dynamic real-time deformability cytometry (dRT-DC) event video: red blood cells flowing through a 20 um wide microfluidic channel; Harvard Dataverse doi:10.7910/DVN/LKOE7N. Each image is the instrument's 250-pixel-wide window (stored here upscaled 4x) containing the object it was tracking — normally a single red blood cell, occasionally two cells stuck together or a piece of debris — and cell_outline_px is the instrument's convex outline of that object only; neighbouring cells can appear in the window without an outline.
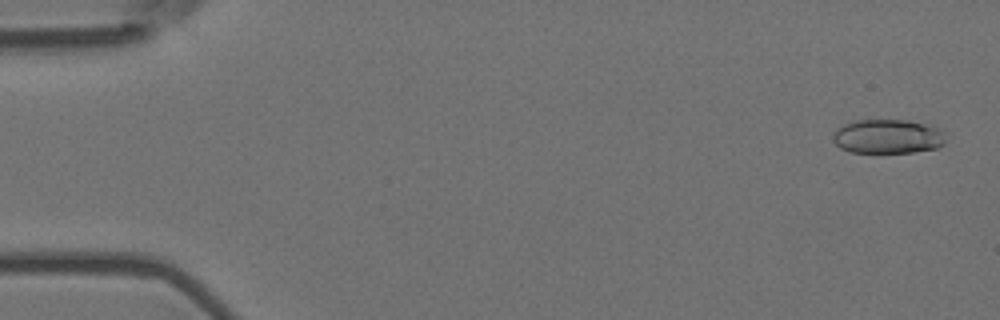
{"species": "Egyptian fruit bat (a non-hibernating species)", "species_latin": "Rousettus aegyptiacus", "temperature_condition": "room temperature", "stored_images_in_passage": 55, "camera_frame_rate_fps": 3000, "um_per_image_px": 0.085, "animal": {"sex": "female"}, "frame": {"image": 1, "passage_image": 2, "time_ms": 0.333, "image_size_px": [1000, 320], "cell_outline_px": [[944, 140], [936, 148], [912, 152], [852, 152], [840, 148], [832, 140], [832, 136], [836, 128], [844, 124], [856, 120], [908, 120], [940, 128]], "centroid_in_image_um": [75.39, 11.59], "position_along_channel_um": 9.6, "area_um2": 22.25}}
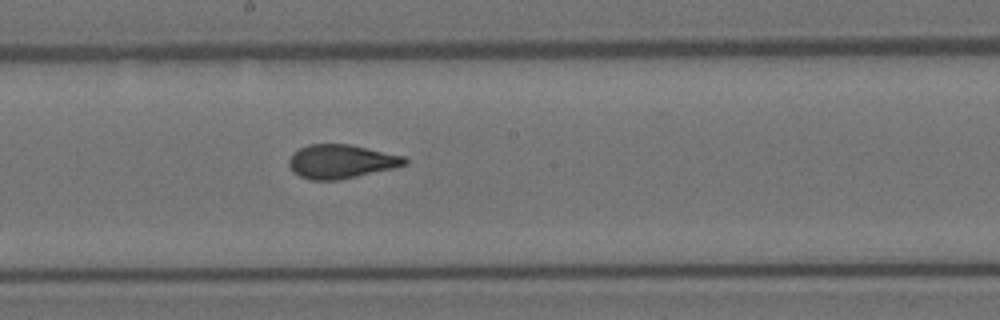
{"frame": {"image": 2, "passage_image": 30, "time_ms": 9.667, "image_size_px": [1000, 320], "cell_outline_px": [[408, 164], [396, 168], [340, 180], [308, 180], [292, 172], [288, 164], [288, 160], [292, 152], [308, 144], [348, 144], [404, 156], [408, 160]], "centroid_in_image_um": [28.98, 13.74], "position_along_channel_um": 219.2, "area_um2": 23.12}}
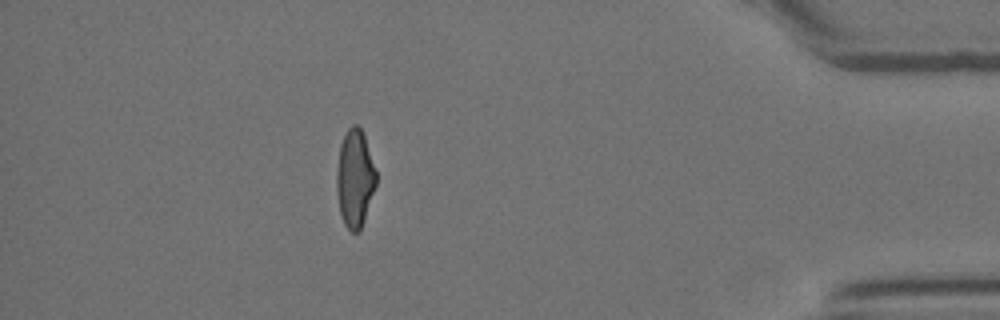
{"frame": {"image": 3, "passage_image": 49, "time_ms": 16.0, "image_size_px": [1000, 320], "cell_outline_px": [[376, 184], [360, 232], [352, 232], [344, 224], [340, 212], [336, 188], [336, 172], [340, 144], [348, 128], [352, 124], [356, 124], [360, 128], [364, 136], [376, 172]], "centroid_in_image_um": [30.15, 15.18], "position_along_channel_um": 405.1, "area_um2": 22.25}, "authors_computed_cell_mechanics": {"area_um2": 22.8888, "velocity_mm_per_s": 3.6775, "shape_relaxation_time_tau1_ms": 7.4865, "shape_relaxation_time_tau2_ms": 0.9149, "deformation_change_tau1": 0.2165, "deformation_change_tau2": 0.0783}}